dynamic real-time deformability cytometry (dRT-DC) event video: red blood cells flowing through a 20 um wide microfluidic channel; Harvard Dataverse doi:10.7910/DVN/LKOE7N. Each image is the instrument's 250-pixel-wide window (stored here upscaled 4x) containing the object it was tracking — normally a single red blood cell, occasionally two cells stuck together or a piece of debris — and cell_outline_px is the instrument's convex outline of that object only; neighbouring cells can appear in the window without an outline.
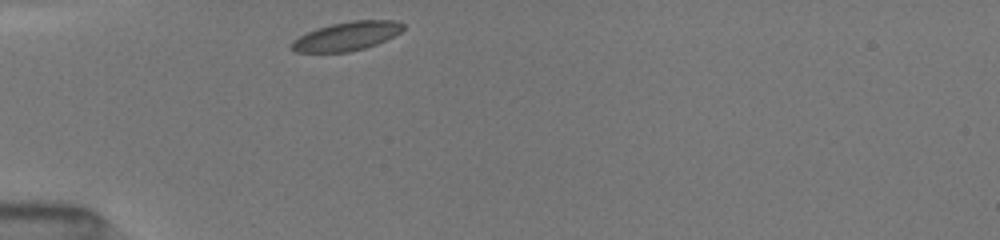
{"species": "common noctule bat (a hibernating species)", "species_latin": "Nyctalus noctula", "temperature_condition": "room temperature", "stored_images_in_passage": 37, "camera_frame_rate_fps": 3000, "um_per_image_px": 0.085, "animal": {"sex": "female", "body_mass_g": 19.5, "forearm_length_mm": 54.1}, "frame": {"image": 1, "passage_image": 1, "time_ms": 0.0, "image_size_px": [1000, 240], "cell_outline_px": [[404, 28], [400, 32], [376, 44], [364, 48], [348, 52], [296, 52], [288, 48], [288, 44], [292, 40], [308, 32], [332, 24], [352, 20], [396, 20], [404, 24]], "centroid_in_image_um": [29.43, 3.08], "position_along_channel_um": 55.6, "area_um2": 18.61}}
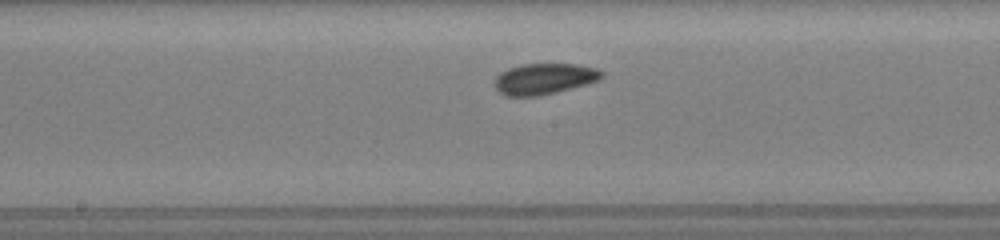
{"frame": {"image": 2, "passage_image": 12, "time_ms": 4.0, "image_size_px": [1000, 240], "cell_outline_px": [[604, 76], [600, 80], [556, 92], [540, 96], [504, 96], [496, 88], [496, 76], [500, 72], [508, 68], [524, 64], [576, 64], [596, 68], [604, 72]], "centroid_in_image_um": [46.28, 6.7], "position_along_channel_um": 201.9, "area_um2": 19.31}}
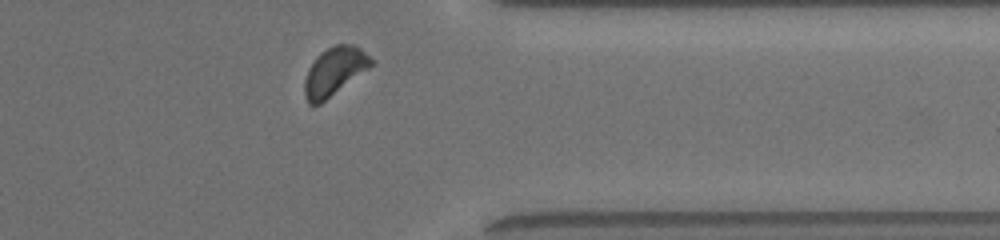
{"frame": {"image": 3, "passage_image": 33, "time_ms": 8.667, "image_size_px": [1000, 240], "cell_outline_px": [[376, 60], [368, 68], [320, 104], [308, 104], [304, 96], [304, 80], [308, 68], [316, 56], [320, 52], [336, 44], [352, 44], [360, 48]], "centroid_in_image_um": [28.4, 6.05], "position_along_channel_um": 383.0, "area_um2": 18.61}, "authors_computed_cell_mechanics": {"area_um2": 18.8428, "velocity_mm_per_s": 3.9937, "shape_relaxation_time_tau1_ms": 2.156, "shape_relaxation_time_tau2_ms": null, "deformation_change_tau1": 0.0605, "deformation_change_tau2": null}}